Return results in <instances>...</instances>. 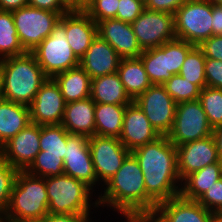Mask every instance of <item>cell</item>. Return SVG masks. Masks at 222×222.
<instances>
[{"label": "cell", "mask_w": 222, "mask_h": 222, "mask_svg": "<svg viewBox=\"0 0 222 222\" xmlns=\"http://www.w3.org/2000/svg\"><path fill=\"white\" fill-rule=\"evenodd\" d=\"M144 9L145 4L141 0H119L115 19L131 24Z\"/></svg>", "instance_id": "cell-40"}, {"label": "cell", "mask_w": 222, "mask_h": 222, "mask_svg": "<svg viewBox=\"0 0 222 222\" xmlns=\"http://www.w3.org/2000/svg\"><path fill=\"white\" fill-rule=\"evenodd\" d=\"M44 179L49 201V213L91 214L90 209L99 207L97 199L92 202L93 198H91L95 189L92 190L84 182L66 174L45 177Z\"/></svg>", "instance_id": "cell-5"}, {"label": "cell", "mask_w": 222, "mask_h": 222, "mask_svg": "<svg viewBox=\"0 0 222 222\" xmlns=\"http://www.w3.org/2000/svg\"><path fill=\"white\" fill-rule=\"evenodd\" d=\"M18 170L0 157V215H5Z\"/></svg>", "instance_id": "cell-38"}, {"label": "cell", "mask_w": 222, "mask_h": 222, "mask_svg": "<svg viewBox=\"0 0 222 222\" xmlns=\"http://www.w3.org/2000/svg\"><path fill=\"white\" fill-rule=\"evenodd\" d=\"M220 161L222 162V125L213 129L212 133Z\"/></svg>", "instance_id": "cell-48"}, {"label": "cell", "mask_w": 222, "mask_h": 222, "mask_svg": "<svg viewBox=\"0 0 222 222\" xmlns=\"http://www.w3.org/2000/svg\"><path fill=\"white\" fill-rule=\"evenodd\" d=\"M97 34L107 41L121 58H138L143 52L130 23L115 18L102 20L97 23Z\"/></svg>", "instance_id": "cell-19"}, {"label": "cell", "mask_w": 222, "mask_h": 222, "mask_svg": "<svg viewBox=\"0 0 222 222\" xmlns=\"http://www.w3.org/2000/svg\"><path fill=\"white\" fill-rule=\"evenodd\" d=\"M95 102L91 97L66 103L61 125L70 133L92 137L95 135Z\"/></svg>", "instance_id": "cell-22"}, {"label": "cell", "mask_w": 222, "mask_h": 222, "mask_svg": "<svg viewBox=\"0 0 222 222\" xmlns=\"http://www.w3.org/2000/svg\"><path fill=\"white\" fill-rule=\"evenodd\" d=\"M175 35L198 46L213 36L212 3L208 0H187L174 14Z\"/></svg>", "instance_id": "cell-7"}, {"label": "cell", "mask_w": 222, "mask_h": 222, "mask_svg": "<svg viewBox=\"0 0 222 222\" xmlns=\"http://www.w3.org/2000/svg\"><path fill=\"white\" fill-rule=\"evenodd\" d=\"M210 126L214 129L222 125V89L203 87L199 99Z\"/></svg>", "instance_id": "cell-33"}, {"label": "cell", "mask_w": 222, "mask_h": 222, "mask_svg": "<svg viewBox=\"0 0 222 222\" xmlns=\"http://www.w3.org/2000/svg\"><path fill=\"white\" fill-rule=\"evenodd\" d=\"M205 59L202 50L198 46H194L187 54L183 65L181 66L179 75L187 78L200 89L206 87L205 76Z\"/></svg>", "instance_id": "cell-32"}, {"label": "cell", "mask_w": 222, "mask_h": 222, "mask_svg": "<svg viewBox=\"0 0 222 222\" xmlns=\"http://www.w3.org/2000/svg\"><path fill=\"white\" fill-rule=\"evenodd\" d=\"M194 46L192 43L177 38L167 42V70L169 73L172 75L179 74L188 52Z\"/></svg>", "instance_id": "cell-37"}, {"label": "cell", "mask_w": 222, "mask_h": 222, "mask_svg": "<svg viewBox=\"0 0 222 222\" xmlns=\"http://www.w3.org/2000/svg\"><path fill=\"white\" fill-rule=\"evenodd\" d=\"M27 53L21 45L11 11L0 10V60Z\"/></svg>", "instance_id": "cell-30"}, {"label": "cell", "mask_w": 222, "mask_h": 222, "mask_svg": "<svg viewBox=\"0 0 222 222\" xmlns=\"http://www.w3.org/2000/svg\"><path fill=\"white\" fill-rule=\"evenodd\" d=\"M66 39L73 53L80 59L97 36V23L82 8L65 13Z\"/></svg>", "instance_id": "cell-21"}, {"label": "cell", "mask_w": 222, "mask_h": 222, "mask_svg": "<svg viewBox=\"0 0 222 222\" xmlns=\"http://www.w3.org/2000/svg\"><path fill=\"white\" fill-rule=\"evenodd\" d=\"M90 214H52L48 213L38 222H92Z\"/></svg>", "instance_id": "cell-45"}, {"label": "cell", "mask_w": 222, "mask_h": 222, "mask_svg": "<svg viewBox=\"0 0 222 222\" xmlns=\"http://www.w3.org/2000/svg\"><path fill=\"white\" fill-rule=\"evenodd\" d=\"M64 174L84 182L92 190L99 184L91 159L89 138L69 134L64 154Z\"/></svg>", "instance_id": "cell-14"}, {"label": "cell", "mask_w": 222, "mask_h": 222, "mask_svg": "<svg viewBox=\"0 0 222 222\" xmlns=\"http://www.w3.org/2000/svg\"><path fill=\"white\" fill-rule=\"evenodd\" d=\"M117 73L126 93L133 101L152 85L139 57L122 58Z\"/></svg>", "instance_id": "cell-26"}, {"label": "cell", "mask_w": 222, "mask_h": 222, "mask_svg": "<svg viewBox=\"0 0 222 222\" xmlns=\"http://www.w3.org/2000/svg\"><path fill=\"white\" fill-rule=\"evenodd\" d=\"M119 0H85L81 7L96 23L116 18Z\"/></svg>", "instance_id": "cell-36"}, {"label": "cell", "mask_w": 222, "mask_h": 222, "mask_svg": "<svg viewBox=\"0 0 222 222\" xmlns=\"http://www.w3.org/2000/svg\"><path fill=\"white\" fill-rule=\"evenodd\" d=\"M197 202L215 215L222 213V177Z\"/></svg>", "instance_id": "cell-39"}, {"label": "cell", "mask_w": 222, "mask_h": 222, "mask_svg": "<svg viewBox=\"0 0 222 222\" xmlns=\"http://www.w3.org/2000/svg\"><path fill=\"white\" fill-rule=\"evenodd\" d=\"M89 147L98 183L105 184L131 153L117 137H89Z\"/></svg>", "instance_id": "cell-12"}, {"label": "cell", "mask_w": 222, "mask_h": 222, "mask_svg": "<svg viewBox=\"0 0 222 222\" xmlns=\"http://www.w3.org/2000/svg\"><path fill=\"white\" fill-rule=\"evenodd\" d=\"M28 5L61 15L73 9L65 0H28Z\"/></svg>", "instance_id": "cell-43"}, {"label": "cell", "mask_w": 222, "mask_h": 222, "mask_svg": "<svg viewBox=\"0 0 222 222\" xmlns=\"http://www.w3.org/2000/svg\"><path fill=\"white\" fill-rule=\"evenodd\" d=\"M126 105L95 103V135L119 138Z\"/></svg>", "instance_id": "cell-28"}, {"label": "cell", "mask_w": 222, "mask_h": 222, "mask_svg": "<svg viewBox=\"0 0 222 222\" xmlns=\"http://www.w3.org/2000/svg\"><path fill=\"white\" fill-rule=\"evenodd\" d=\"M72 8H81L84 0H65Z\"/></svg>", "instance_id": "cell-50"}, {"label": "cell", "mask_w": 222, "mask_h": 222, "mask_svg": "<svg viewBox=\"0 0 222 222\" xmlns=\"http://www.w3.org/2000/svg\"><path fill=\"white\" fill-rule=\"evenodd\" d=\"M198 47L206 58L222 61V35L211 36L203 40Z\"/></svg>", "instance_id": "cell-42"}, {"label": "cell", "mask_w": 222, "mask_h": 222, "mask_svg": "<svg viewBox=\"0 0 222 222\" xmlns=\"http://www.w3.org/2000/svg\"><path fill=\"white\" fill-rule=\"evenodd\" d=\"M90 97L95 103L102 104L128 105L133 101L126 93L117 72L93 78Z\"/></svg>", "instance_id": "cell-25"}, {"label": "cell", "mask_w": 222, "mask_h": 222, "mask_svg": "<svg viewBox=\"0 0 222 222\" xmlns=\"http://www.w3.org/2000/svg\"><path fill=\"white\" fill-rule=\"evenodd\" d=\"M25 171L42 178L58 176L64 174V160L61 155L45 154V151H40Z\"/></svg>", "instance_id": "cell-34"}, {"label": "cell", "mask_w": 222, "mask_h": 222, "mask_svg": "<svg viewBox=\"0 0 222 222\" xmlns=\"http://www.w3.org/2000/svg\"><path fill=\"white\" fill-rule=\"evenodd\" d=\"M213 36L222 35V5L212 4Z\"/></svg>", "instance_id": "cell-46"}, {"label": "cell", "mask_w": 222, "mask_h": 222, "mask_svg": "<svg viewBox=\"0 0 222 222\" xmlns=\"http://www.w3.org/2000/svg\"><path fill=\"white\" fill-rule=\"evenodd\" d=\"M134 101L158 133L167 136L173 126L177 103L167 93L164 86L152 84Z\"/></svg>", "instance_id": "cell-11"}, {"label": "cell", "mask_w": 222, "mask_h": 222, "mask_svg": "<svg viewBox=\"0 0 222 222\" xmlns=\"http://www.w3.org/2000/svg\"><path fill=\"white\" fill-rule=\"evenodd\" d=\"M69 134L61 124L41 125L40 151H45V154L61 155L64 160L66 141Z\"/></svg>", "instance_id": "cell-31"}, {"label": "cell", "mask_w": 222, "mask_h": 222, "mask_svg": "<svg viewBox=\"0 0 222 222\" xmlns=\"http://www.w3.org/2000/svg\"><path fill=\"white\" fill-rule=\"evenodd\" d=\"M41 125L30 123L0 147V157L18 171H25L40 152Z\"/></svg>", "instance_id": "cell-13"}, {"label": "cell", "mask_w": 222, "mask_h": 222, "mask_svg": "<svg viewBox=\"0 0 222 222\" xmlns=\"http://www.w3.org/2000/svg\"><path fill=\"white\" fill-rule=\"evenodd\" d=\"M221 177L222 162L209 164L191 173L182 181L180 195L185 199L197 201Z\"/></svg>", "instance_id": "cell-27"}, {"label": "cell", "mask_w": 222, "mask_h": 222, "mask_svg": "<svg viewBox=\"0 0 222 222\" xmlns=\"http://www.w3.org/2000/svg\"><path fill=\"white\" fill-rule=\"evenodd\" d=\"M53 79L66 103L90 97L92 79L80 65L55 75Z\"/></svg>", "instance_id": "cell-24"}, {"label": "cell", "mask_w": 222, "mask_h": 222, "mask_svg": "<svg viewBox=\"0 0 222 222\" xmlns=\"http://www.w3.org/2000/svg\"><path fill=\"white\" fill-rule=\"evenodd\" d=\"M186 1L187 0H147L145 8L175 14Z\"/></svg>", "instance_id": "cell-44"}, {"label": "cell", "mask_w": 222, "mask_h": 222, "mask_svg": "<svg viewBox=\"0 0 222 222\" xmlns=\"http://www.w3.org/2000/svg\"><path fill=\"white\" fill-rule=\"evenodd\" d=\"M139 58L142 60L151 84L162 85L172 77L167 70V42L159 47L143 50Z\"/></svg>", "instance_id": "cell-29"}, {"label": "cell", "mask_w": 222, "mask_h": 222, "mask_svg": "<svg viewBox=\"0 0 222 222\" xmlns=\"http://www.w3.org/2000/svg\"><path fill=\"white\" fill-rule=\"evenodd\" d=\"M176 151L181 181L191 173L220 161L213 135L176 146Z\"/></svg>", "instance_id": "cell-16"}, {"label": "cell", "mask_w": 222, "mask_h": 222, "mask_svg": "<svg viewBox=\"0 0 222 222\" xmlns=\"http://www.w3.org/2000/svg\"><path fill=\"white\" fill-rule=\"evenodd\" d=\"M160 136L135 101L126 105L122 132L118 139L130 152Z\"/></svg>", "instance_id": "cell-18"}, {"label": "cell", "mask_w": 222, "mask_h": 222, "mask_svg": "<svg viewBox=\"0 0 222 222\" xmlns=\"http://www.w3.org/2000/svg\"><path fill=\"white\" fill-rule=\"evenodd\" d=\"M206 86L222 89V61L205 59Z\"/></svg>", "instance_id": "cell-41"}, {"label": "cell", "mask_w": 222, "mask_h": 222, "mask_svg": "<svg viewBox=\"0 0 222 222\" xmlns=\"http://www.w3.org/2000/svg\"><path fill=\"white\" fill-rule=\"evenodd\" d=\"M121 59L116 50L97 34L86 53L79 59V65L93 79L116 73Z\"/></svg>", "instance_id": "cell-20"}, {"label": "cell", "mask_w": 222, "mask_h": 222, "mask_svg": "<svg viewBox=\"0 0 222 222\" xmlns=\"http://www.w3.org/2000/svg\"><path fill=\"white\" fill-rule=\"evenodd\" d=\"M0 222H10L5 215H0Z\"/></svg>", "instance_id": "cell-53"}, {"label": "cell", "mask_w": 222, "mask_h": 222, "mask_svg": "<svg viewBox=\"0 0 222 222\" xmlns=\"http://www.w3.org/2000/svg\"><path fill=\"white\" fill-rule=\"evenodd\" d=\"M2 99V88H1V78H0V100Z\"/></svg>", "instance_id": "cell-54"}, {"label": "cell", "mask_w": 222, "mask_h": 222, "mask_svg": "<svg viewBox=\"0 0 222 222\" xmlns=\"http://www.w3.org/2000/svg\"><path fill=\"white\" fill-rule=\"evenodd\" d=\"M212 133L199 100L177 104L173 126L167 135L175 146L209 137Z\"/></svg>", "instance_id": "cell-9"}, {"label": "cell", "mask_w": 222, "mask_h": 222, "mask_svg": "<svg viewBox=\"0 0 222 222\" xmlns=\"http://www.w3.org/2000/svg\"><path fill=\"white\" fill-rule=\"evenodd\" d=\"M131 153L139 162L147 195L157 205L180 195L182 181L178 174L176 146L167 136L161 135Z\"/></svg>", "instance_id": "cell-1"}, {"label": "cell", "mask_w": 222, "mask_h": 222, "mask_svg": "<svg viewBox=\"0 0 222 222\" xmlns=\"http://www.w3.org/2000/svg\"><path fill=\"white\" fill-rule=\"evenodd\" d=\"M0 78L2 99L26 106L48 79L31 52L1 59Z\"/></svg>", "instance_id": "cell-3"}, {"label": "cell", "mask_w": 222, "mask_h": 222, "mask_svg": "<svg viewBox=\"0 0 222 222\" xmlns=\"http://www.w3.org/2000/svg\"><path fill=\"white\" fill-rule=\"evenodd\" d=\"M215 222H222V213L215 215Z\"/></svg>", "instance_id": "cell-51"}, {"label": "cell", "mask_w": 222, "mask_h": 222, "mask_svg": "<svg viewBox=\"0 0 222 222\" xmlns=\"http://www.w3.org/2000/svg\"><path fill=\"white\" fill-rule=\"evenodd\" d=\"M66 102L58 84L48 78L40 87L29 105L31 123L38 125L61 124Z\"/></svg>", "instance_id": "cell-15"}, {"label": "cell", "mask_w": 222, "mask_h": 222, "mask_svg": "<svg viewBox=\"0 0 222 222\" xmlns=\"http://www.w3.org/2000/svg\"><path fill=\"white\" fill-rule=\"evenodd\" d=\"M104 186H106L104 188ZM98 206H107L121 216L149 217L157 204L147 195L138 160L130 153L118 171L102 186Z\"/></svg>", "instance_id": "cell-2"}, {"label": "cell", "mask_w": 222, "mask_h": 222, "mask_svg": "<svg viewBox=\"0 0 222 222\" xmlns=\"http://www.w3.org/2000/svg\"><path fill=\"white\" fill-rule=\"evenodd\" d=\"M45 179L18 171L5 217L10 222H38L49 213Z\"/></svg>", "instance_id": "cell-4"}, {"label": "cell", "mask_w": 222, "mask_h": 222, "mask_svg": "<svg viewBox=\"0 0 222 222\" xmlns=\"http://www.w3.org/2000/svg\"><path fill=\"white\" fill-rule=\"evenodd\" d=\"M31 53L48 78H53L55 75L79 65V59L73 53L66 39L65 14L61 16L50 35Z\"/></svg>", "instance_id": "cell-6"}, {"label": "cell", "mask_w": 222, "mask_h": 222, "mask_svg": "<svg viewBox=\"0 0 222 222\" xmlns=\"http://www.w3.org/2000/svg\"><path fill=\"white\" fill-rule=\"evenodd\" d=\"M31 123L29 106L0 100V147Z\"/></svg>", "instance_id": "cell-23"}, {"label": "cell", "mask_w": 222, "mask_h": 222, "mask_svg": "<svg viewBox=\"0 0 222 222\" xmlns=\"http://www.w3.org/2000/svg\"><path fill=\"white\" fill-rule=\"evenodd\" d=\"M162 85L177 104L199 99L201 89L179 74L172 75Z\"/></svg>", "instance_id": "cell-35"}, {"label": "cell", "mask_w": 222, "mask_h": 222, "mask_svg": "<svg viewBox=\"0 0 222 222\" xmlns=\"http://www.w3.org/2000/svg\"><path fill=\"white\" fill-rule=\"evenodd\" d=\"M149 217L151 222H215V214L181 195L158 204Z\"/></svg>", "instance_id": "cell-17"}, {"label": "cell", "mask_w": 222, "mask_h": 222, "mask_svg": "<svg viewBox=\"0 0 222 222\" xmlns=\"http://www.w3.org/2000/svg\"><path fill=\"white\" fill-rule=\"evenodd\" d=\"M28 5V0H0V10L14 11Z\"/></svg>", "instance_id": "cell-47"}, {"label": "cell", "mask_w": 222, "mask_h": 222, "mask_svg": "<svg viewBox=\"0 0 222 222\" xmlns=\"http://www.w3.org/2000/svg\"><path fill=\"white\" fill-rule=\"evenodd\" d=\"M208 1L215 5H222V0H208Z\"/></svg>", "instance_id": "cell-52"}, {"label": "cell", "mask_w": 222, "mask_h": 222, "mask_svg": "<svg viewBox=\"0 0 222 222\" xmlns=\"http://www.w3.org/2000/svg\"><path fill=\"white\" fill-rule=\"evenodd\" d=\"M17 36L27 52H31L58 24L61 14L27 5L12 11Z\"/></svg>", "instance_id": "cell-8"}, {"label": "cell", "mask_w": 222, "mask_h": 222, "mask_svg": "<svg viewBox=\"0 0 222 222\" xmlns=\"http://www.w3.org/2000/svg\"><path fill=\"white\" fill-rule=\"evenodd\" d=\"M125 222H151L150 217L145 216H125Z\"/></svg>", "instance_id": "cell-49"}, {"label": "cell", "mask_w": 222, "mask_h": 222, "mask_svg": "<svg viewBox=\"0 0 222 222\" xmlns=\"http://www.w3.org/2000/svg\"><path fill=\"white\" fill-rule=\"evenodd\" d=\"M131 26L142 50L159 47L176 38L172 13L145 8Z\"/></svg>", "instance_id": "cell-10"}]
</instances>
